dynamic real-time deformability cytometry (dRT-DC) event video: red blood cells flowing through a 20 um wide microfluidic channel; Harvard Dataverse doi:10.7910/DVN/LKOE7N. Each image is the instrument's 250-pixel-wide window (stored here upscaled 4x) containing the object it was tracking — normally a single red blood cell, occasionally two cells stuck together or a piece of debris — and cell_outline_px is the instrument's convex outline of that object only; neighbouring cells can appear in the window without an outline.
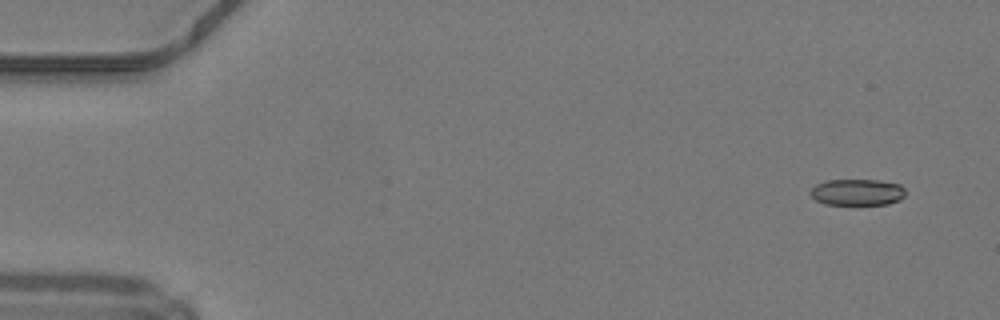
{"species": "common noctule bat (a hibernating species)", "species_latin": "Nyctalus noctula", "temperature_condition": "warm", "stored_images_in_passage": 19, "camera_frame_rate_fps": 3000, "um_per_image_px": 0.085, "animal": {"sex": "male", "body_mass_g": 19.2, "forearm_length_mm": 51.8}, "frame": {"image": 1, "passage_image": 1, "time_ms": 0.0, "image_size_px": [1000, 320], "cell_outline_px": [[904, 196], [900, 200], [888, 204], [824, 204], [816, 200], [808, 192], [816, 184], [828, 180], [880, 180], [900, 184], [904, 188]], "centroid_in_image_um": [72.87, 16.33], "position_along_channel_um": 12.1, "area_um2": 14.62}}
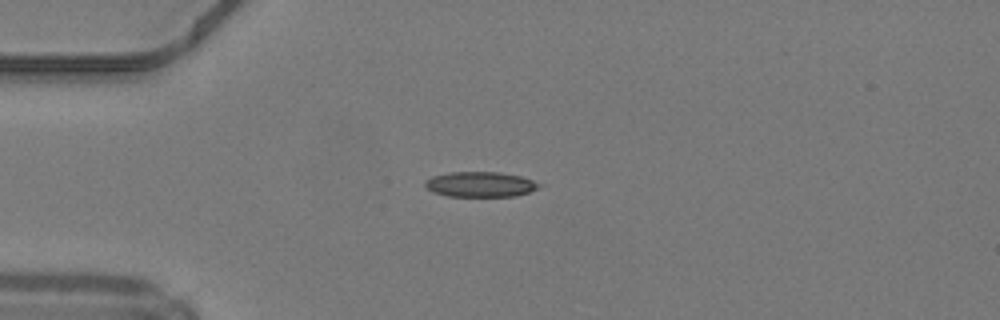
{"frame": {"image": 2, "passage_image": 11, "time_ms": 3.333, "image_size_px": [1000, 320], "cell_outline_px": [[544, 184], [528, 192], [516, 196], [448, 196], [432, 192], [424, 184], [424, 180], [432, 176], [448, 172], [500, 172], [520, 176]], "centroid_in_image_um": [40.8, 15.66], "position_along_channel_um": 44.2, "area_um2": 16.76}}
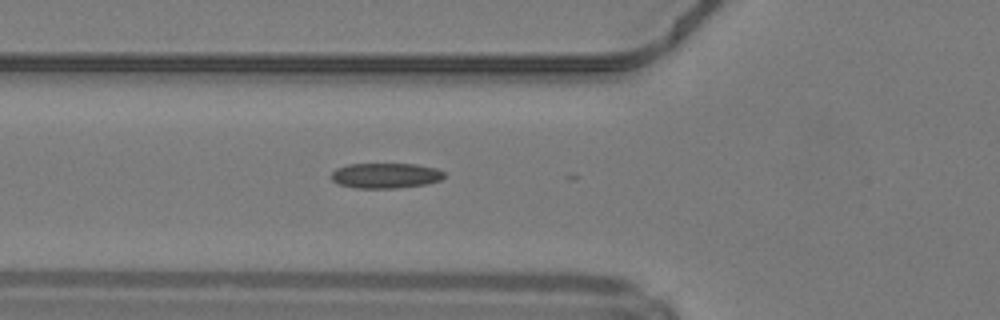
{"frame": {"image": 3, "passage_image": 16, "time_ms": 5.0, "image_size_px": [1000, 320], "cell_outline_px": [[444, 176], [440, 180], [428, 184], [396, 188], [356, 188], [336, 184], [332, 180], [332, 172], [336, 168], [348, 164], [416, 164], [436, 168], [444, 172]], "centroid_in_image_um": [32.76, 14.93], "position_along_channel_um": 93.0, "area_um2": 16.7}}